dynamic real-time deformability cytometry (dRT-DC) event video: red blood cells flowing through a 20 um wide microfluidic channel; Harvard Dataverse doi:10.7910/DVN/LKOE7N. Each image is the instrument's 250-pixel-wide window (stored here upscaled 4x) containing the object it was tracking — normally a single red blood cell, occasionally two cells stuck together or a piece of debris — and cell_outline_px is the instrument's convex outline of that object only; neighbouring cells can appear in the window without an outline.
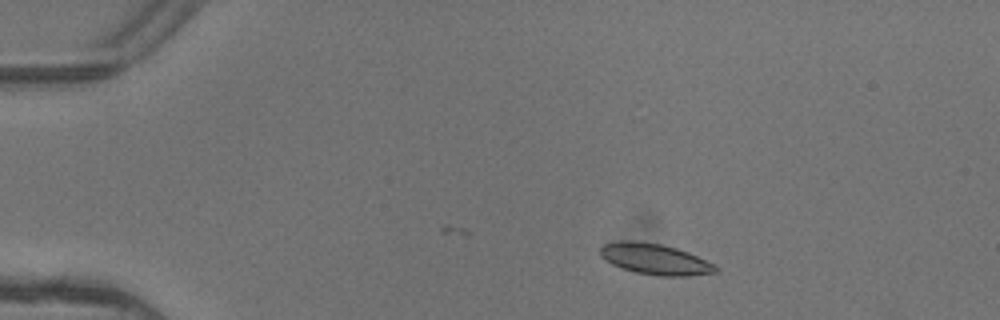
{"species": "common noctule bat (a hibernating species)", "species_latin": "Nyctalus noctula", "temperature_condition": "warm", "stored_images_in_passage": 4, "camera_frame_rate_fps": 3000, "um_per_image_px": 0.085, "animal": {"sex": "female"}, "frame": {"image": 1, "passage_image": 2, "time_ms": 0.333, "image_size_px": [1000, 320], "cell_outline_px": [[720, 268], [716, 272], [688, 276], [660, 276], [636, 272], [612, 264], [604, 260], [600, 256], [600, 248], [604, 244], [620, 240], [632, 240], [660, 244], [676, 248], [688, 252]], "centroid_in_image_um": [55.64, 22.02], "position_along_channel_um": 29.4, "area_um2": 20.58}}
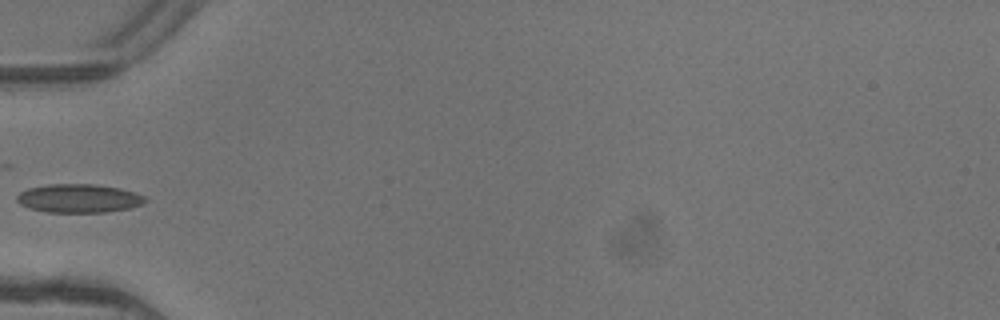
{"frame": {"image": 2, "passage_image": 4, "time_ms": 1.0, "image_size_px": [1000, 320], "cell_outline_px": [[148, 200], [144, 204], [128, 208], [104, 212], [48, 212], [28, 208], [20, 204], [16, 200], [16, 196], [20, 192], [28, 188], [48, 184], [96, 184], [120, 188], [136, 192], [144, 196]], "centroid_in_image_um": [6.7, 16.85], "position_along_channel_um": 78.3, "area_um2": 21.5}}